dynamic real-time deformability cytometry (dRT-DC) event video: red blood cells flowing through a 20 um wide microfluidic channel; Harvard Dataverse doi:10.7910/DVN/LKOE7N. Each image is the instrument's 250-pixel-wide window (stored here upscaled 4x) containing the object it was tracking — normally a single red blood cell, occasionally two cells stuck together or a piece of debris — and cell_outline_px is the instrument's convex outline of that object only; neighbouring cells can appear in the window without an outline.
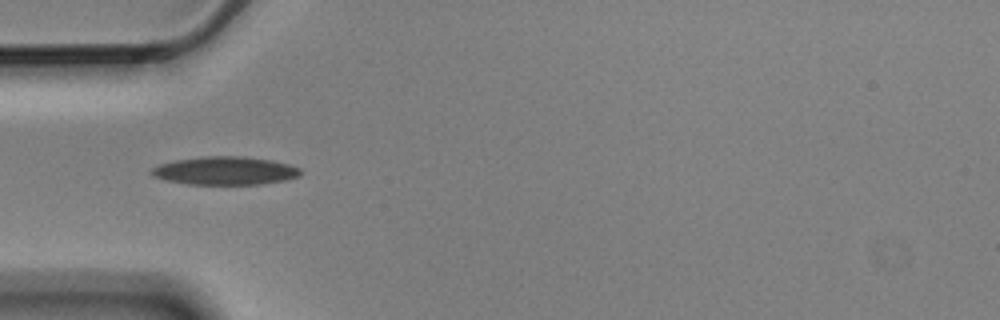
{"species": "Egyptian fruit bat (a non-hibernating species)", "species_latin": "Rousettus aegyptiacus", "temperature_condition": "cold", "stored_images_in_passage": 10, "camera_frame_rate_fps": 3000, "um_per_image_px": 0.085, "animal": {"sex": "male"}, "frame": {"image": 1, "passage_image": 1, "time_ms": 0.0, "image_size_px": [1000, 320], "cell_outline_px": [[300, 176], [284, 180], [260, 184], [188, 184], [168, 180], [152, 176], [148, 172], [152, 168], [160, 164], [176, 160], [204, 156], [240, 156], [272, 160], [288, 164], [300, 168]], "centroid_in_image_um": [19.12, 14.51], "position_along_channel_um": 65.9, "area_um2": 24.33}}
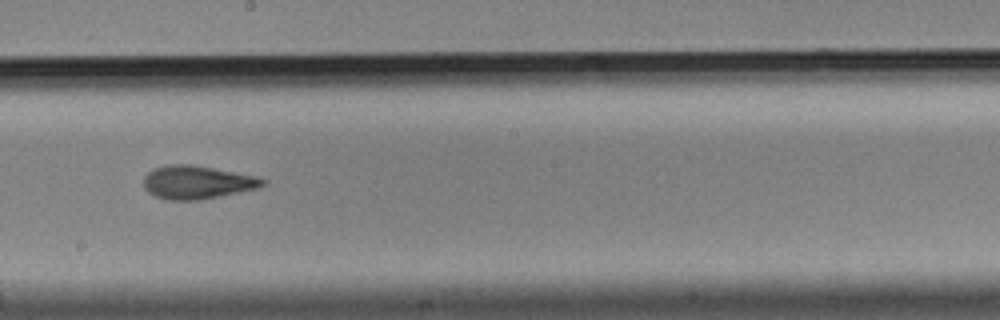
{"frame": {"image": 2, "passage_image": 5, "time_ms": 1.333, "image_size_px": [1000, 320], "cell_outline_px": [[264, 184], [260, 188], [200, 200], [168, 200], [156, 196], [148, 192], [144, 188], [144, 176], [152, 168], [168, 164], [192, 164], [256, 176], [264, 180]], "centroid_in_image_um": [16.72, 15.49], "position_along_channel_um": 231.5, "area_um2": 23.12}}
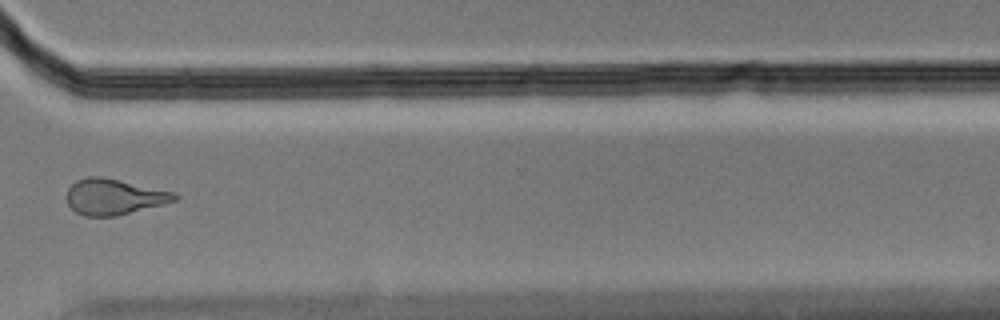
{"frame": {"image": 3, "passage_image": 8, "time_ms": 2.333, "image_size_px": [1000, 320], "cell_outline_px": [[180, 196], [176, 200], [116, 216], [84, 216], [76, 212], [68, 204], [64, 196], [68, 188], [76, 180], [88, 176], [100, 176], [120, 180], [176, 192]], "centroid_in_image_um": [9.65, 16.71], "position_along_channel_um": 360.9, "area_um2": 22.54}}